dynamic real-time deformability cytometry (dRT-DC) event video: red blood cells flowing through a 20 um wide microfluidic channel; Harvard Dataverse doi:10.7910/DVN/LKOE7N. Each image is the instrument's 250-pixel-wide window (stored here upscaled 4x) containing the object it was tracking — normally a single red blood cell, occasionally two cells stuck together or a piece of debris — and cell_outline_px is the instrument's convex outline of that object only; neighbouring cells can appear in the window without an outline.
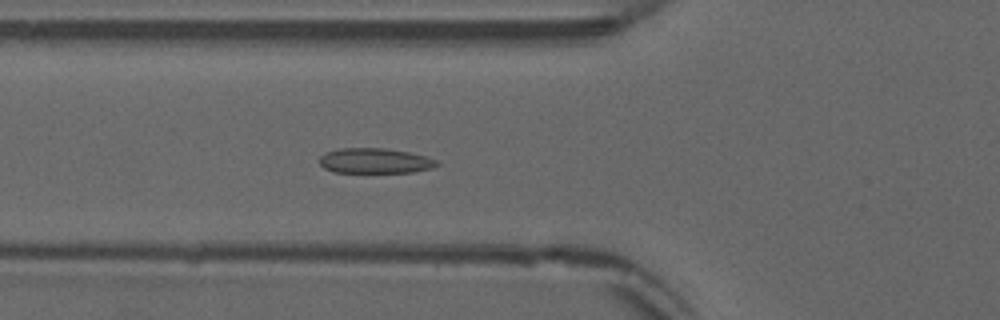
{"species": "common noctule bat (a hibernating species)", "species_latin": "Nyctalus noctula", "temperature_condition": "warm", "stored_images_in_passage": 55, "camera_frame_rate_fps": 3000, "um_per_image_px": 0.085, "animal": {"sex": "male", "forearm_length_mm": 52.5}, "frame": {"image": 1, "passage_image": 21, "time_ms": 6.667, "image_size_px": [1000, 320], "cell_outline_px": [[440, 164], [432, 168], [416, 172], [332, 172], [324, 168], [320, 164], [320, 156], [324, 152], [336, 148], [388, 148], [428, 156], [436, 160]], "centroid_in_image_um": [31.87, 13.66], "position_along_channel_um": 93.9, "area_um2": 17.46}}
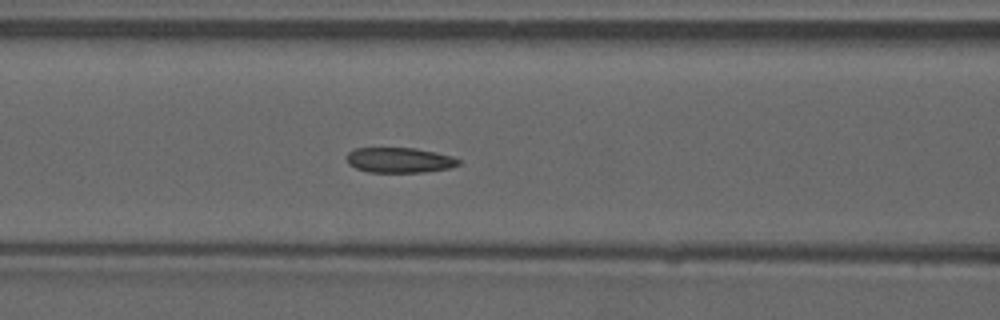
{"frame": {"image": 2, "passage_image": 24, "time_ms": 7.667, "image_size_px": [1000, 320], "cell_outline_px": [[460, 164], [452, 168], [424, 172], [368, 172], [356, 168], [348, 164], [348, 152], [352, 148], [416, 148], [436, 152], [452, 156], [460, 160]], "centroid_in_image_um": [33.98, 13.61], "position_along_channel_um": 132.6, "area_um2": 16.53}}
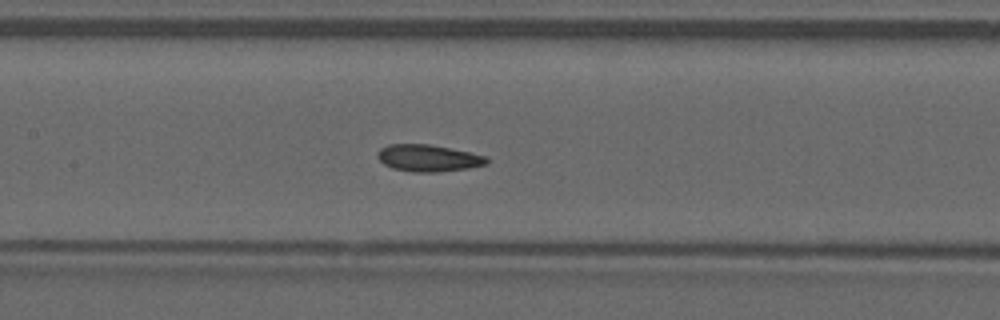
{"frame": {"image": 3, "passage_image": 27, "time_ms": 8.667, "image_size_px": [1000, 320], "cell_outline_px": [[488, 164], [468, 168], [440, 172], [412, 172], [392, 168], [384, 164], [376, 156], [376, 152], [380, 148], [388, 144], [428, 144], [488, 156]], "centroid_in_image_um": [36.38, 13.44], "position_along_channel_um": 171.0, "area_um2": 17.17}, "authors_computed_cell_mechanics": {"area_um2": 16.9354, "velocity_mm_per_s": 3.8471, "shape_relaxation_time_tau1_ms": null, "shape_relaxation_time_tau2_ms": 2.722, "deformation_change_tau1": null, "deformation_change_tau2": 0.0562}}